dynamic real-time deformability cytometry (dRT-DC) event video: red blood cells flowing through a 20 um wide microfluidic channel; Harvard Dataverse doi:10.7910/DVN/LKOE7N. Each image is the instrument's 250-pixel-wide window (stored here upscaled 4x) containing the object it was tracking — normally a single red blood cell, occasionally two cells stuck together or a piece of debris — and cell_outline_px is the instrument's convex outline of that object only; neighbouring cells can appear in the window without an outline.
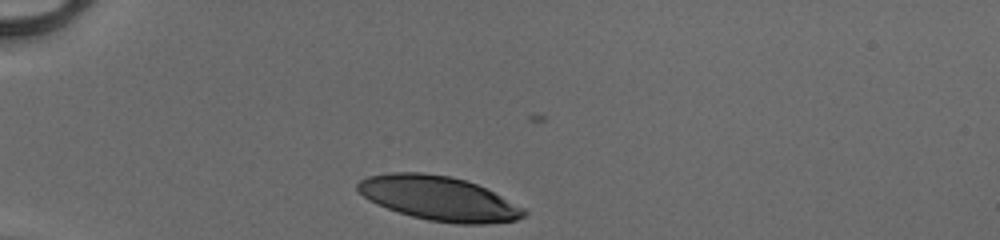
{"species": "human", "species_latin": "Homo sapiens", "temperature_condition": "cold", "stored_images_in_passage": 30, "camera_frame_rate_fps": 3000, "um_per_image_px": 0.085, "donor": {"sex": "male"}, "frame": {"image": 1, "passage_image": 1, "time_ms": 0.0, "image_size_px": [1000, 240], "cell_outline_px": [[528, 212], [524, 216], [516, 220], [484, 224], [456, 224], [428, 220], [412, 216], [388, 208], [368, 200], [356, 188], [356, 184], [360, 180], [368, 176], [388, 172], [424, 172], [452, 176], [476, 184], [524, 208]], "centroid_in_image_um": [37.28, 16.85], "position_along_channel_um": 47.7, "area_um2": 42.71}}
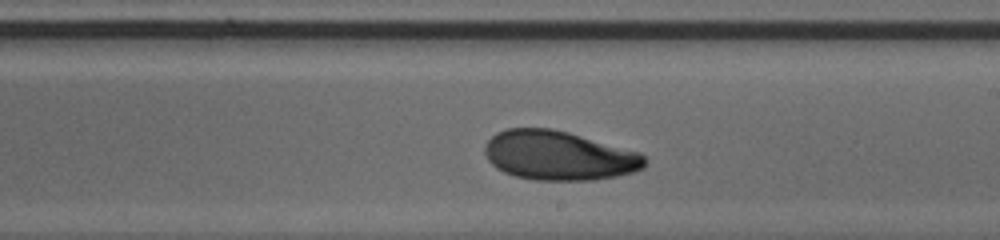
{"frame": {"image": 2, "passage_image": 18, "time_ms": 5.667, "image_size_px": [1000, 240], "cell_outline_px": [[648, 164], [644, 168], [632, 172], [616, 176], [592, 180], [536, 180], [516, 176], [504, 172], [496, 168], [488, 160], [484, 152], [484, 148], [488, 140], [496, 132], [508, 128], [552, 128], [568, 132], [640, 152], [648, 160]], "centroid_in_image_um": [47.51, 13.22], "position_along_channel_um": 241.5, "area_um2": 46.07}}
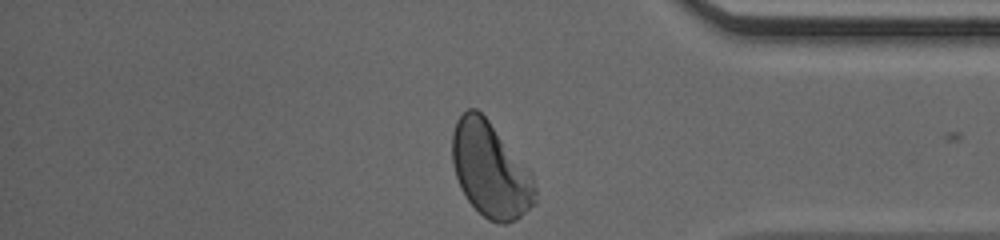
{"frame": {"image": 3, "passage_image": 30, "time_ms": 9.667, "image_size_px": [1000, 240], "cell_outline_px": [[536, 204], [516, 220], [508, 224], [500, 224], [488, 220], [468, 200], [460, 188], [452, 164], [452, 132], [456, 120], [468, 108], [476, 108], [488, 120], [532, 172], [536, 188]], "centroid_in_image_um": [41.7, 14.46], "position_along_channel_um": 393.5, "area_um2": 46.12}, "authors_computed_cell_mechanics": {"area_um2": 45.8354, "velocity_mm_per_s": 4.0959, "shape_relaxation_time_tau1_ms": 3.2153, "shape_relaxation_time_tau2_ms": 2.4627, "deformation_change_tau1": 0.1478, "deformation_change_tau2": 0.0762}}